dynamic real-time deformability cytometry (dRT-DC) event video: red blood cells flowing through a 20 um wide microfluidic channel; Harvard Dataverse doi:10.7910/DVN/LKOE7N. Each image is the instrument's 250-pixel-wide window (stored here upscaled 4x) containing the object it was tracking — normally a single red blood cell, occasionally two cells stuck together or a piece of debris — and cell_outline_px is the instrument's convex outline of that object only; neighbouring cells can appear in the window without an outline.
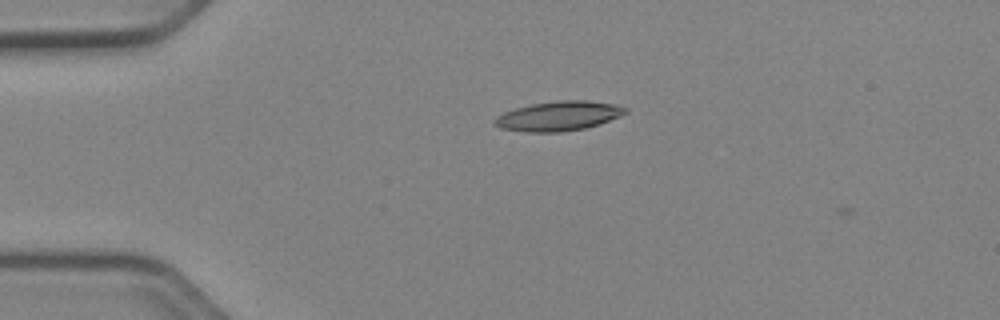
{"species": "Egyptian fruit bat (a non-hibernating species)", "species_latin": "Rousettus aegyptiacus", "temperature_condition": "cold", "stored_images_in_passage": 2, "camera_frame_rate_fps": 3000, "um_per_image_px": 0.085, "animal": {"sex": "female"}, "frame": {"image": 1, "passage_image": 1, "time_ms": 0.0, "image_size_px": [1000, 320], "cell_outline_px": [[628, 112], [620, 116], [600, 124], [584, 128], [560, 132], [528, 132], [500, 128], [492, 124], [492, 120], [496, 116], [504, 112], [516, 108], [532, 104], [556, 100], [588, 100], [616, 104], [628, 108]], "centroid_in_image_um": [47.48, 9.85], "position_along_channel_um": 37.5, "area_um2": 22.72}}